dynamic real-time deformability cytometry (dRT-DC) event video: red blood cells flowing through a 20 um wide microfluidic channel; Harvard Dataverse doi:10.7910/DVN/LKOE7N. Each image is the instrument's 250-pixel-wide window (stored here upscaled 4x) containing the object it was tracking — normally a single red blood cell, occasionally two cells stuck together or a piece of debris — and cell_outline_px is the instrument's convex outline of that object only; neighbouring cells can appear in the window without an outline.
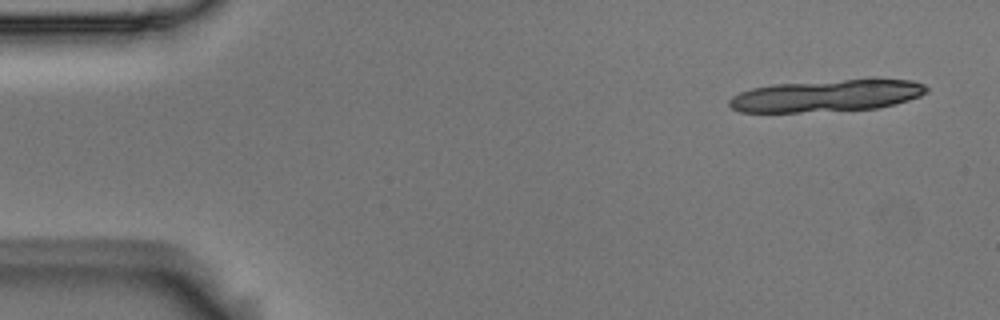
{"species": "Egyptian fruit bat (a non-hibernating species)", "species_latin": "Rousettus aegyptiacus", "temperature_condition": "room temperature", "stored_images_in_passage": 4, "camera_frame_rate_fps": 3000, "um_per_image_px": 0.085, "animal": {"sex": "male"}, "frame": {"image": 1, "passage_image": 1, "time_ms": 0.0, "image_size_px": [1000, 320], "cell_outline_px": [[928, 92], [920, 96], [896, 104], [876, 108], [800, 112], [740, 112], [732, 108], [728, 104], [728, 100], [732, 96], [740, 92], [752, 88], [772, 84], [844, 80], [912, 80], [924, 84], [928, 88]], "centroid_in_image_um": [70.24, 8.14], "position_along_channel_um": 14.8, "area_um2": 36.41}}
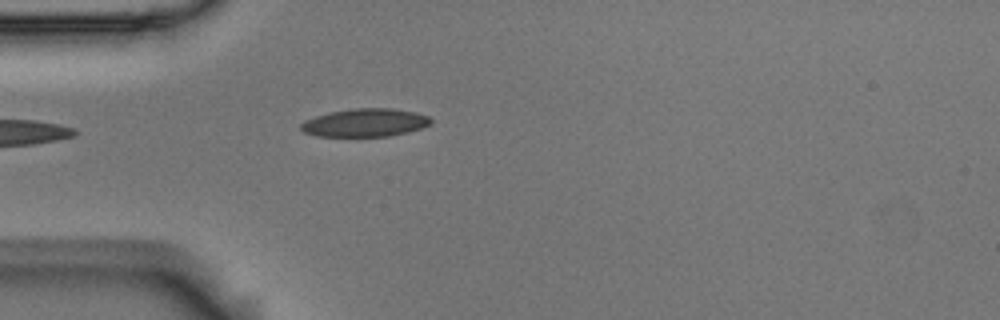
{"frame": {"image": 2, "passage_image": 4, "time_ms": 1.0, "image_size_px": [1000, 320], "cell_outline_px": [[432, 124], [408, 132], [388, 136], [316, 136], [304, 132], [300, 128], [300, 124], [304, 120], [316, 116], [332, 112], [352, 108], [392, 108], [416, 112], [428, 116], [432, 120]], "centroid_in_image_um": [31.04, 10.42], "position_along_channel_um": 54.0, "area_um2": 21.27}}